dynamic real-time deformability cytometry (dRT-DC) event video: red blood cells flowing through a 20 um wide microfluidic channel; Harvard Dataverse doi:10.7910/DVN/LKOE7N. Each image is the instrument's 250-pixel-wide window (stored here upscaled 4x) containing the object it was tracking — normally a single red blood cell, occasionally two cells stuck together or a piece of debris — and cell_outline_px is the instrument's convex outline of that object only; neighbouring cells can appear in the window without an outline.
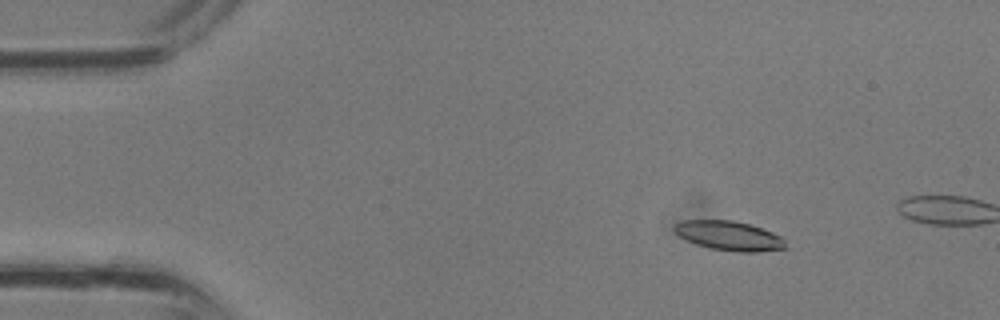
{"species": "common noctule bat (a hibernating species)", "species_latin": "Nyctalus noctula", "temperature_condition": "room temperature", "stored_images_in_passage": 9, "camera_frame_rate_fps": 3000, "um_per_image_px": 0.085, "animal": {"sex": "male", "body_mass_g": 13.3}, "frame": {"image": 1, "passage_image": 4, "time_ms": 1.0, "image_size_px": [1000, 320], "cell_outline_px": [[788, 248], [756, 252], [740, 252], [712, 248], [696, 244], [680, 236], [672, 228], [680, 220], [732, 220], [748, 224], [772, 232], [780, 236], [784, 240]], "centroid_in_image_um": [61.98, 20.03], "position_along_channel_um": 23.0, "area_um2": 18.84}}